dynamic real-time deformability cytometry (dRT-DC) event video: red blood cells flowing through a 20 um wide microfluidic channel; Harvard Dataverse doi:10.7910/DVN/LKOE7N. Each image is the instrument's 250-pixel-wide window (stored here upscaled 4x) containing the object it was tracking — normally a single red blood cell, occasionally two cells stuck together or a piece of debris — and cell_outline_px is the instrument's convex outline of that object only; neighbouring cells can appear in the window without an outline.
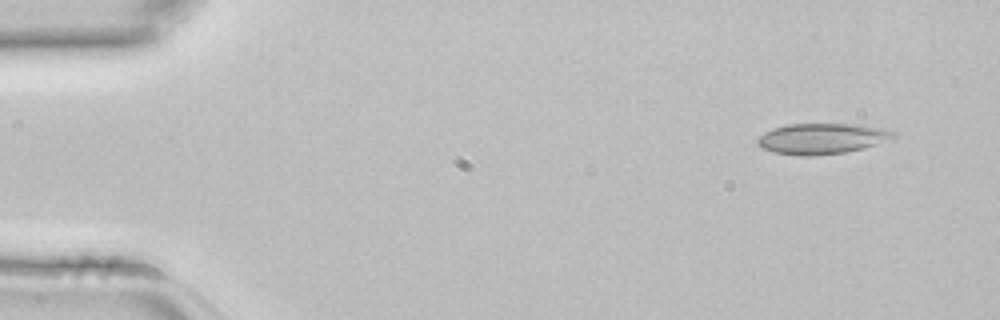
{"species": "common noctule bat (a hibernating species)", "species_latin": "Nyctalus noctula", "temperature_condition": "room temperature", "stored_images_in_passage": 4, "camera_frame_rate_fps": 3000, "um_per_image_px": 0.085, "animal": {"sex": "female", "body_mass_g": 22.7, "forearm_length_mm": 54.2}, "frame": {"image": 1, "passage_image": 1, "time_ms": 0.0, "image_size_px": [1000, 320], "cell_outline_px": [[896, 136], [876, 144], [864, 148], [844, 152], [812, 156], [800, 156], [772, 152], [756, 144], [756, 140], [764, 132], [772, 128], [788, 124], [860, 124], [884, 128], [892, 132]], "centroid_in_image_um": [69.82, 11.78], "position_along_channel_um": 15.2, "area_um2": 24.28}}
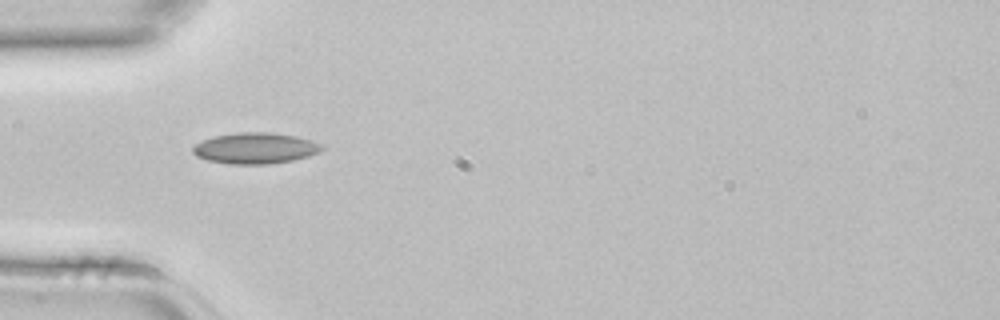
{"frame": {"image": 2, "passage_image": 4, "time_ms": 1.0, "image_size_px": [1000, 320], "cell_outline_px": [[324, 148], [320, 152], [308, 156], [292, 160], [268, 164], [228, 164], [208, 160], [196, 156], [192, 152], [192, 148], [196, 144], [212, 136], [240, 132], [268, 132], [296, 136], [312, 140], [320, 144]], "centroid_in_image_um": [21.69, 12.59], "position_along_channel_um": 63.3, "area_um2": 23.29}}